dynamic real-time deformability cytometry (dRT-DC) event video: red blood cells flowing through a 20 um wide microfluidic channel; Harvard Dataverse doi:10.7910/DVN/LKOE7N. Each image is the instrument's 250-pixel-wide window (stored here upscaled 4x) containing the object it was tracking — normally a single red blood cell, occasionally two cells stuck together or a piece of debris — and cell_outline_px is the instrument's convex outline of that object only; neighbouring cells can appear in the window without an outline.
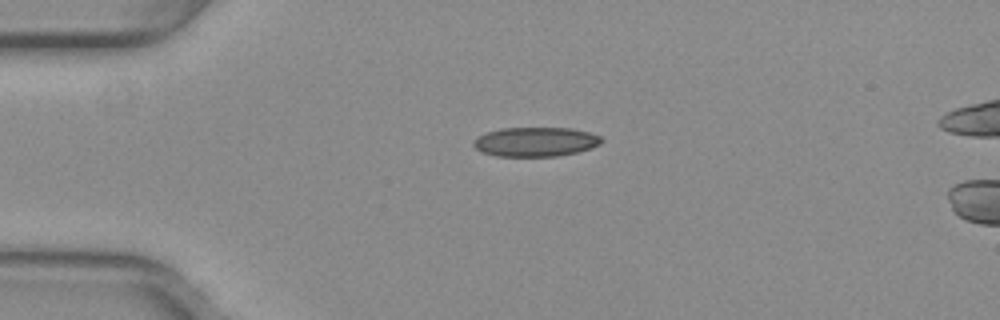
{"species": "common noctule bat (a hibernating species)", "species_latin": "Nyctalus noctula", "temperature_condition": "warm", "stored_images_in_passage": 16, "camera_frame_rate_fps": 3000, "um_per_image_px": 0.085, "animal": {"sex": "female", "body_mass_g": 29.2, "forearm_length_mm": 56.3}, "frame": {"image": 1, "passage_image": 12, "time_ms": 3.667, "image_size_px": [1000, 320], "cell_outline_px": [[604, 140], [600, 144], [592, 148], [576, 152], [556, 156], [496, 156], [480, 152], [472, 144], [472, 140], [476, 136], [500, 128], [572, 128], [588, 132], [600, 136]], "centroid_in_image_um": [45.49, 12.05], "position_along_channel_um": 39.5, "area_um2": 22.02}}